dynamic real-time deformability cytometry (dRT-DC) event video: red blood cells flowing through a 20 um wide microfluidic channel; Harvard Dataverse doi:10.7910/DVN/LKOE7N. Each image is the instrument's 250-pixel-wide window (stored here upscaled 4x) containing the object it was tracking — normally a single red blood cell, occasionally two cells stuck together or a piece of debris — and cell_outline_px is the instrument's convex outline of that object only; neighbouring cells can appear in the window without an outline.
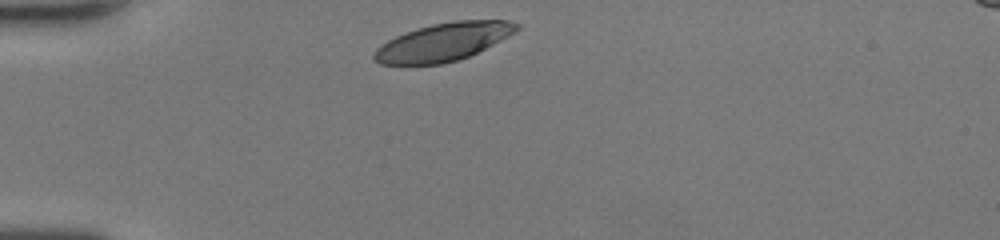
{"species": "human", "species_latin": "Homo sapiens", "temperature_condition": "room temperature", "stored_images_in_passage": 27, "camera_frame_rate_fps": 3000, "um_per_image_px": 0.085, "donor": {"sex": "female"}, "frame": {"image": 1, "passage_image": 1, "time_ms": 0.0, "image_size_px": [1000, 240], "cell_outline_px": [[520, 28], [516, 32], [468, 56], [456, 60], [440, 64], [380, 64], [372, 60], [372, 56], [376, 48], [380, 44], [396, 36], [416, 28], [432, 24], [452, 20], [508, 20], [520, 24]], "centroid_in_image_um": [37.65, 3.55], "position_along_channel_um": 47.3, "area_um2": 31.39}}
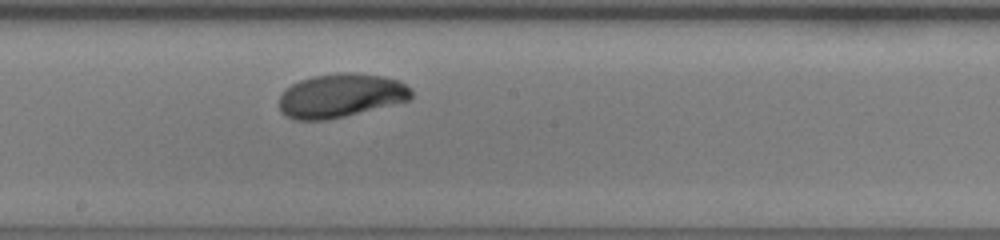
{"frame": {"image": 2, "passage_image": 15, "time_ms": 4.667, "image_size_px": [1000, 240], "cell_outline_px": [[412, 96], [408, 100], [328, 120], [296, 120], [280, 112], [280, 96], [284, 88], [300, 80], [312, 76], [340, 72], [356, 72], [384, 76], [400, 80], [412, 88]], "centroid_in_image_um": [28.96, 8.1], "position_along_channel_um": 219.2, "area_um2": 33.87}}
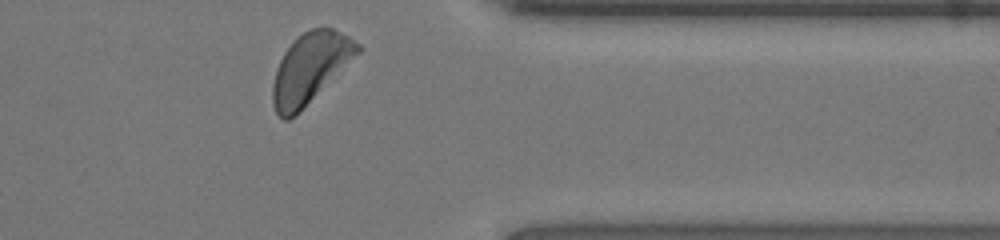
{"frame": {"image": 3, "passage_image": 27, "time_ms": 8.667, "image_size_px": [1000, 240], "cell_outline_px": [[364, 48], [360, 52], [288, 120], [284, 120], [276, 112], [272, 104], [272, 84], [276, 68], [284, 52], [304, 32], [312, 28], [332, 28], [348, 36], [360, 44]], "centroid_in_image_um": [26.35, 5.75], "position_along_channel_um": 385.1, "area_um2": 33.47}, "authors_computed_cell_mechanics": {"area_um2": 33.4662, "velocity_mm_per_s": 4.3319, "shape_relaxation_time_tau1_ms": 4.2066, "shape_relaxation_time_tau2_ms": null, "deformation_change_tau1": 0.1822, "deformation_change_tau2": null}}